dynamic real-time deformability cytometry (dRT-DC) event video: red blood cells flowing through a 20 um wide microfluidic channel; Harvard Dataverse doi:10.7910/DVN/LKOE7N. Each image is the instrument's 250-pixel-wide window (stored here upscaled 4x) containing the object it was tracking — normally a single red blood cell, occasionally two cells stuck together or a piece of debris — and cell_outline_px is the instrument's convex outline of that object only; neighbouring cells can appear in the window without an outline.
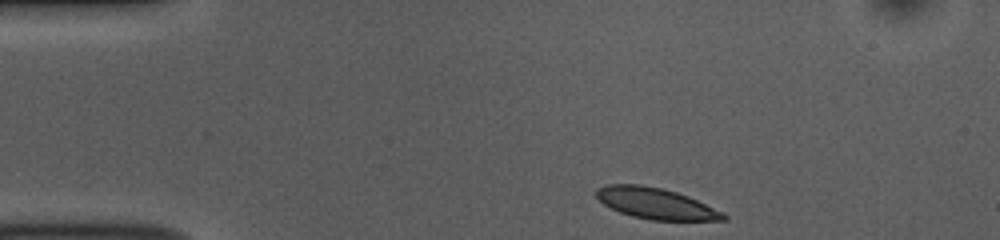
{"species": "common noctule bat (a hibernating species)", "species_latin": "Nyctalus noctula", "temperature_condition": "room temperature", "stored_images_in_passage": 44, "camera_frame_rate_fps": 3000, "um_per_image_px": 0.085, "animal": {"sex": "female", "body_mass_g": 10.0, "forearm_length_mm": 53.1}, "frame": {"image": 1, "passage_image": 1, "time_ms": 0.0, "image_size_px": [1000, 240], "cell_outline_px": [[728, 220], [648, 220], [632, 216], [620, 212], [604, 204], [596, 196], [596, 188], [608, 184], [640, 184], [660, 188], [676, 192], [688, 196], [724, 212], [728, 216]], "centroid_in_image_um": [55.76, 17.29], "position_along_channel_um": 29.2, "area_um2": 22.95}}
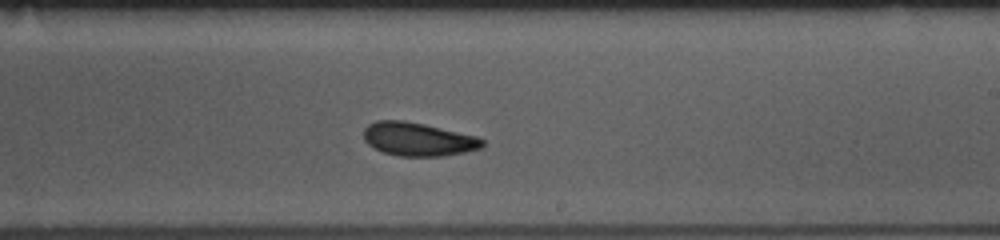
{"frame": {"image": 2, "passage_image": 23, "time_ms": 7.333, "image_size_px": [1000, 240], "cell_outline_px": [[484, 144], [480, 148], [464, 152], [444, 156], [400, 156], [384, 152], [368, 144], [364, 140], [364, 128], [368, 124], [376, 120], [404, 120], [424, 124], [476, 136], [484, 140]], "centroid_in_image_um": [35.52, 11.82], "position_along_channel_um": 253.5, "area_um2": 23.0}}
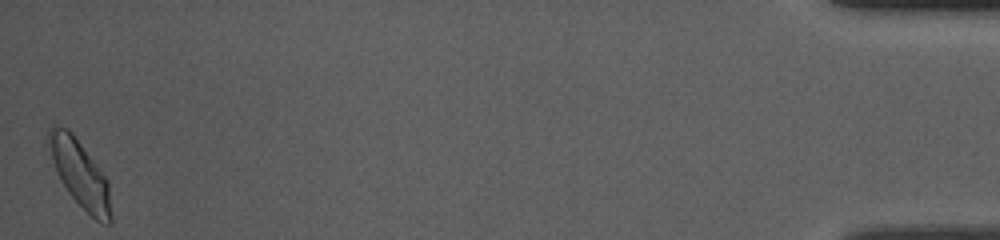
{"frame": {"image": 3, "passage_image": 44, "time_ms": 14.333, "image_size_px": [1000, 240], "cell_outline_px": [[112, 224], [100, 224], [68, 192], [60, 180], [52, 160], [48, 136], [48, 128], [52, 124], [68, 128], [72, 132], [108, 180], [112, 216]], "centroid_in_image_um": [6.82, 14.78], "position_along_channel_um": 428.4, "area_um2": 24.1}, "authors_computed_cell_mechanics": {"area_um2": 22.9755, "velocity_mm_per_s": 3.7909, "shape_relaxation_time_tau1_ms": 2.8063, "shape_relaxation_time_tau2_ms": 2.1041, "deformation_change_tau1": 0.0967, "deformation_change_tau2": 0.077}}